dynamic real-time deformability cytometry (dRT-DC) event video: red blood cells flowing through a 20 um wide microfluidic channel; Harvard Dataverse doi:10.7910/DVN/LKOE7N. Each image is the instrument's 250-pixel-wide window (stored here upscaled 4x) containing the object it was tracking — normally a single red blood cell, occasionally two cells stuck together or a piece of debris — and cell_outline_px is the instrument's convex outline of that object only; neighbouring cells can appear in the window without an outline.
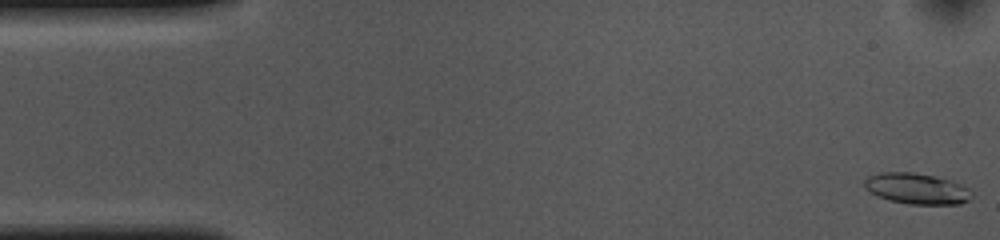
{"species": "common noctule bat (a hibernating species)", "species_latin": "Nyctalus noctula", "temperature_condition": "cold", "stored_images_in_passage": 36, "camera_frame_rate_fps": 3000, "um_per_image_px": 0.085, "animal": {"sex": "female", "body_mass_g": 10.0, "forearm_length_mm": 53.1}, "frame": {"image": 1, "passage_image": 1, "time_ms": 0.0, "image_size_px": [1000, 240], "cell_outline_px": [[972, 196], [968, 200], [960, 204], [908, 204], [888, 200], [864, 188], [864, 180], [868, 176], [880, 172], [912, 172], [932, 176], [948, 180], [960, 184], [968, 188], [972, 192]], "centroid_in_image_um": [77.91, 16.03], "position_along_channel_um": 7.1, "area_um2": 19.13}}
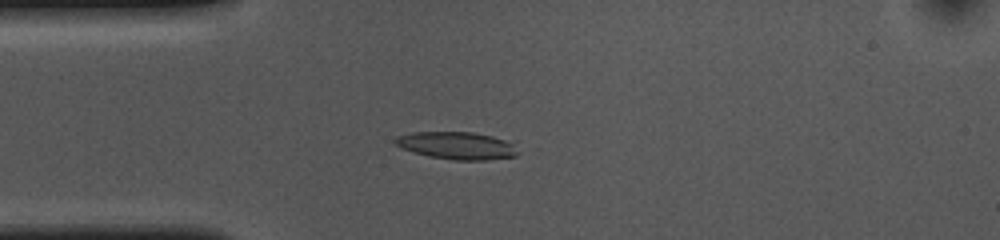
{"frame": {"image": 2, "passage_image": 13, "time_ms": 4.0, "image_size_px": [1000, 240], "cell_outline_px": [[520, 152], [516, 156], [488, 160], [452, 160], [428, 156], [412, 152], [396, 144], [392, 140], [396, 136], [412, 132], [472, 132], [516, 140]], "centroid_in_image_um": [38.96, 12.37], "position_along_channel_um": 46.0, "area_um2": 20.29}}